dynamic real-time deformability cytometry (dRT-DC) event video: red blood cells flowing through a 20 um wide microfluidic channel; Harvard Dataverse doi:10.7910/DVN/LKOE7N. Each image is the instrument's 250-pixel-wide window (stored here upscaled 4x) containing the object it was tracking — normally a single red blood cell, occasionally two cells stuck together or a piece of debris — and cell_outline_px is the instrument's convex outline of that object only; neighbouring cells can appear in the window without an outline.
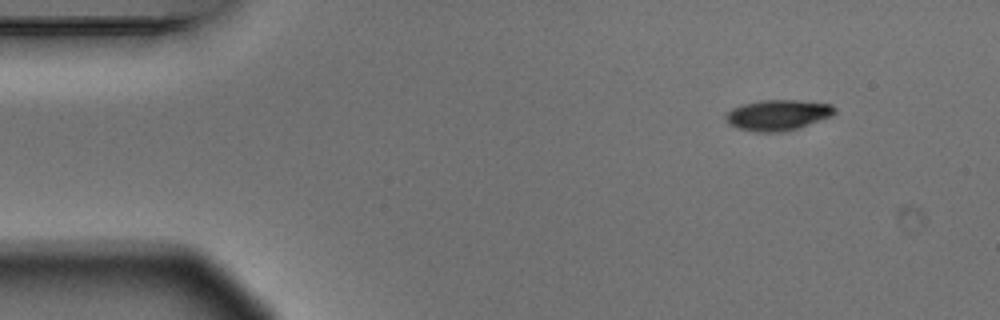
{"species": "Egyptian fruit bat (a non-hibernating species)", "species_latin": "Rousettus aegyptiacus", "temperature_condition": "warm", "stored_images_in_passage": 3, "camera_frame_rate_fps": 3000, "um_per_image_px": 0.085, "animal": {"sex": "male"}, "frame": {"image": 1, "passage_image": 1, "time_ms": 0.0, "image_size_px": [1000, 320], "cell_outline_px": [[836, 112], [832, 116], [784, 132], [756, 132], [736, 128], [728, 124], [724, 116], [732, 108], [744, 104], [764, 100], [796, 100], [832, 104], [836, 108]], "centroid_in_image_um": [66.1, 9.78], "position_along_channel_um": 18.9, "area_um2": 19.42}}
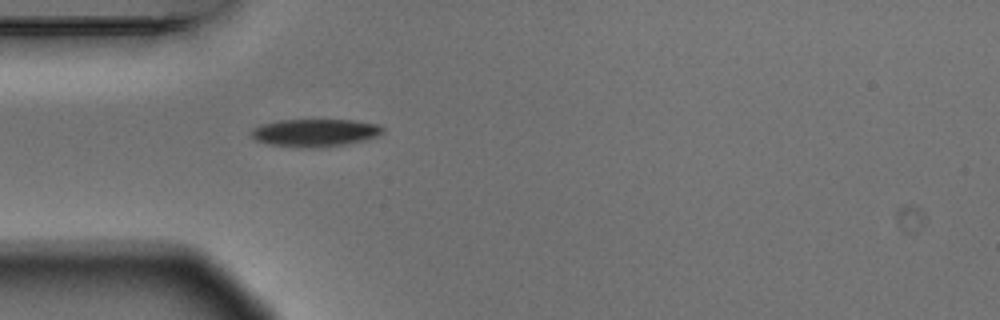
{"frame": {"image": 2, "passage_image": 3, "time_ms": 0.667, "image_size_px": [1000, 320], "cell_outline_px": [[384, 132], [376, 136], [364, 140], [344, 144], [312, 148], [296, 148], [268, 144], [256, 140], [252, 136], [252, 128], [260, 124], [280, 120], [352, 120], [380, 124], [384, 128]], "centroid_in_image_um": [26.76, 11.28], "position_along_channel_um": 58.2, "area_um2": 21.27}}